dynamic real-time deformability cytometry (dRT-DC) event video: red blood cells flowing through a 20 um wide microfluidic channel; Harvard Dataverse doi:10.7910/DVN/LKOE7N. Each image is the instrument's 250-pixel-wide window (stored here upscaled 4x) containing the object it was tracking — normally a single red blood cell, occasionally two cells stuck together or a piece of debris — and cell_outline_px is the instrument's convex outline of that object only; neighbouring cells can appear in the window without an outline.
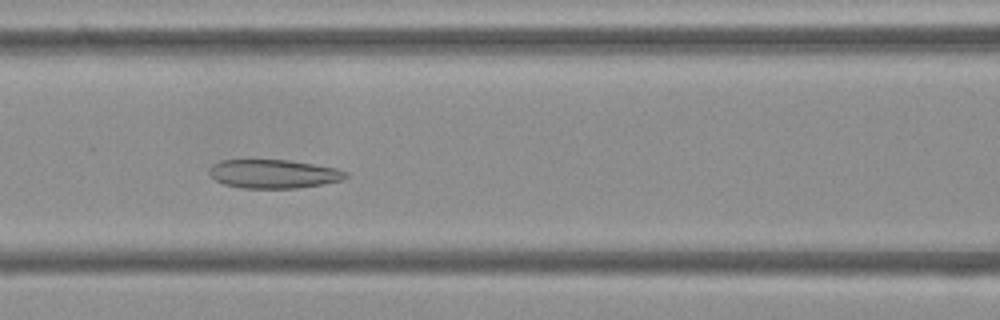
{"species": "Egyptian fruit bat (a non-hibernating species)", "species_latin": "Rousettus aegyptiacus", "temperature_condition": "cold", "stored_images_in_passage": 53, "camera_frame_rate_fps": 3000, "um_per_image_px": 0.085, "frame": {"image": 1, "passage_image": 22, "time_ms": 7.0, "image_size_px": [1000, 320], "cell_outline_px": [[348, 176], [340, 180], [320, 184], [296, 188], [244, 188], [224, 184], [216, 180], [208, 172], [208, 168], [212, 164], [220, 160], [288, 160], [336, 168], [348, 172]], "centroid_in_image_um": [23.21, 14.77], "position_along_channel_um": 143.4, "area_um2": 22.66}}
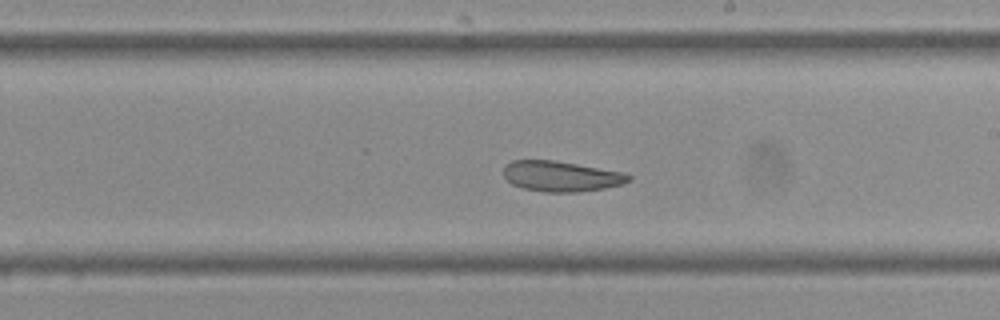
{"frame": {"image": 2, "passage_image": 30, "time_ms": 9.667, "image_size_px": [1000, 320], "cell_outline_px": [[632, 180], [620, 184], [604, 188], [580, 192], [544, 192], [524, 188], [512, 184], [504, 176], [504, 164], [512, 160], [556, 160], [624, 172], [632, 176]], "centroid_in_image_um": [47.7, 14.97], "position_along_channel_um": 241.3, "area_um2": 22.31}}
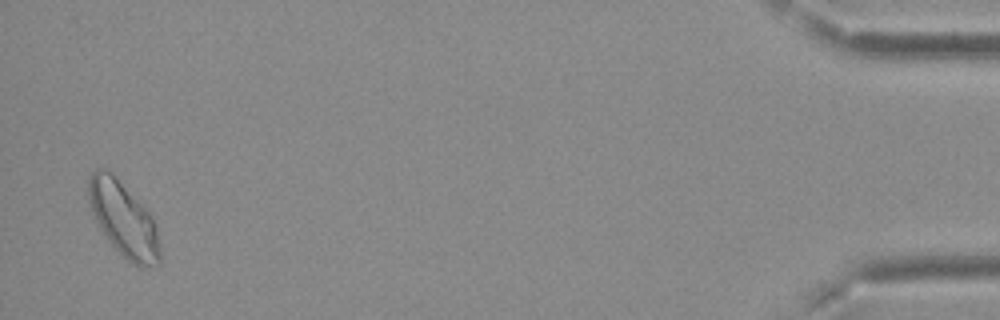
{"frame": {"image": 3, "passage_image": 52, "time_ms": 17.0, "image_size_px": [1000, 320], "cell_outline_px": [[160, 264], [148, 268], [140, 268], [132, 264], [108, 240], [100, 228], [92, 212], [88, 200], [88, 176], [96, 168], [108, 168], [112, 172], [152, 216], [156, 228], [160, 244]], "centroid_in_image_um": [10.5, 18.64], "position_along_channel_um": 424.7, "area_um2": 31.1}, "authors_computed_cell_mechanics": {"area_um2": 25.6632, "velocity_mm_per_s": 3.6851, "shape_relaxation_time_tau1_ms": null, "shape_relaxation_time_tau2_ms": 2.6571, "deformation_change_tau1": null, "deformation_change_tau2": 0.0835}}